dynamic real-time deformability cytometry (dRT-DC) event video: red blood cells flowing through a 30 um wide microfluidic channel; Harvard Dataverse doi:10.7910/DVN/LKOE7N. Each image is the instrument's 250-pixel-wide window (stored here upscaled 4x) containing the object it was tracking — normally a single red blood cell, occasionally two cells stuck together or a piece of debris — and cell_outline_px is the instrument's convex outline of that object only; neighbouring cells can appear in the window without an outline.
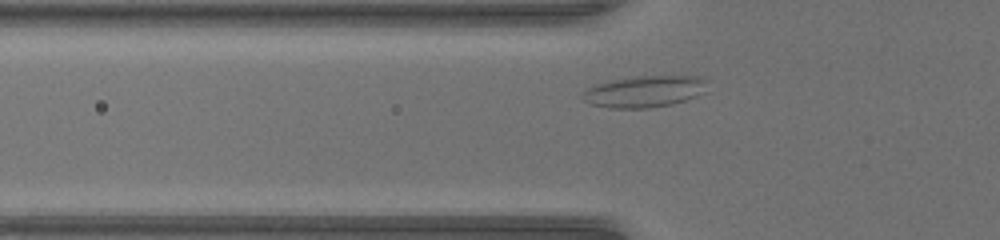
{"species": "common noctule bat (a hibernating species)", "species_latin": "Nyctalus noctula", "temperature_condition": "warm", "stored_images_in_passage": 33, "camera_frame_rate_fps": 3000, "um_per_image_px": 0.085, "animal": {"sex": "female", "body_mass_g": 17.0, "forearm_length_mm": 48.0}, "frame": {"image": 1, "passage_image": 4, "time_ms": 1.0, "image_size_px": [1000, 240], "cell_outline_px": [[708, 80], [704, 92], [696, 96], [672, 104], [644, 108], [612, 108], [592, 104], [584, 100], [580, 96], [588, 88], [596, 84], [608, 80], [636, 76], [700, 76]], "centroid_in_image_um": [54.78, 7.76], "position_along_channel_um": 71.0, "area_um2": 22.89}}
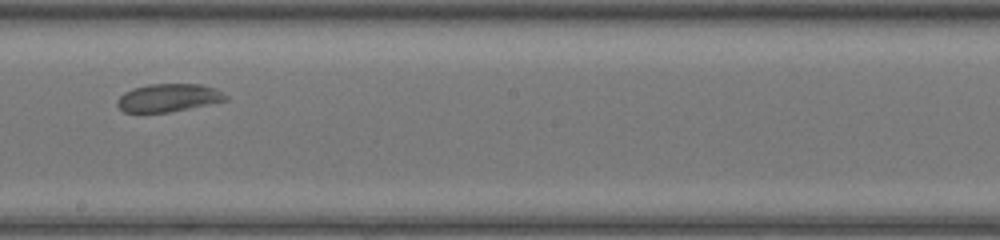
{"frame": {"image": 2, "passage_image": 16, "time_ms": 5.0, "image_size_px": [1000, 240], "cell_outline_px": [[228, 100], [168, 112], [124, 112], [116, 104], [116, 100], [124, 92], [132, 88], [148, 84], [200, 84], [216, 88], [228, 96]], "centroid_in_image_um": [14.3, 8.3], "position_along_channel_um": 233.9, "area_um2": 17.63}}
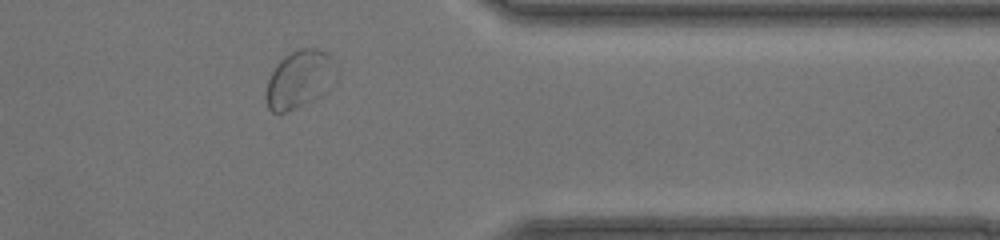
{"frame": {"image": 3, "passage_image": 28, "time_ms": 9.0, "image_size_px": [1000, 240], "cell_outline_px": [[336, 80], [328, 92], [312, 100], [284, 112], [272, 112], [268, 108], [264, 96], [268, 80], [276, 64], [284, 56], [300, 48], [320, 48], [328, 52], [332, 60], [336, 72]], "centroid_in_image_um": [25.47, 6.72], "position_along_channel_um": 385.9, "area_um2": 23.81}}